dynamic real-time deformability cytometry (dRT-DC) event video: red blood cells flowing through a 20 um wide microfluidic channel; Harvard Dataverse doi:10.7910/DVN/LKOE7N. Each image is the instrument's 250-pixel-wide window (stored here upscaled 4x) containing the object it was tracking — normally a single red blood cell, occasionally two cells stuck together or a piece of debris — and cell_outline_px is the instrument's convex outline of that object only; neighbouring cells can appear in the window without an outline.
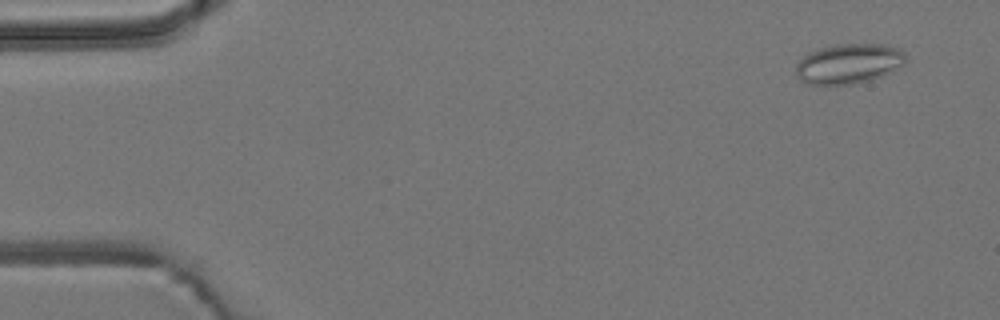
{"species": "common noctule bat (a hibernating species)", "species_latin": "Nyctalus noctula", "temperature_condition": "room temperature", "stored_images_in_passage": 49, "camera_frame_rate_fps": 3000, "um_per_image_px": 0.085, "animal": {"sex": "male", "body_mass_g": 19.2, "forearm_length_mm": 51.8}, "frame": {"image": 1, "passage_image": 4, "time_ms": 1.0, "image_size_px": [1000, 320], "cell_outline_px": [[908, 60], [904, 64], [872, 80], [852, 84], [808, 84], [800, 80], [796, 72], [796, 64], [808, 52], [820, 48], [836, 44], [884, 44], [900, 48], [908, 56]], "centroid_in_image_um": [72.17, 5.4], "position_along_channel_um": 12.8, "area_um2": 25.66}}
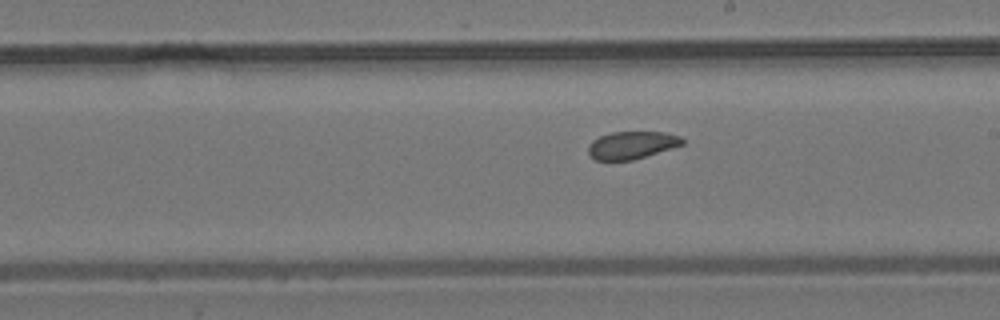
{"frame": {"image": 2, "passage_image": 31, "time_ms": 10.0, "image_size_px": [1000, 320], "cell_outline_px": [[684, 144], [672, 148], [632, 160], [596, 160], [588, 152], [588, 144], [592, 140], [600, 136], [612, 132], [664, 132], [680, 136], [684, 140]], "centroid_in_image_um": [53.7, 12.32], "position_along_channel_um": 235.3, "area_um2": 15.03}}
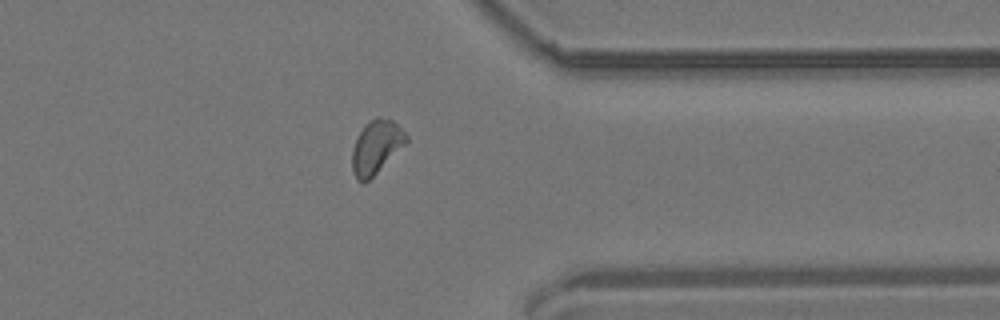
{"frame": {"image": 3, "passage_image": 43, "time_ms": 14.0, "image_size_px": [1000, 320], "cell_outline_px": [[408, 140], [368, 180], [356, 180], [352, 172], [352, 148], [364, 124], [376, 116], [392, 120], [408, 136]], "centroid_in_image_um": [31.94, 12.46], "position_along_channel_um": 379.5, "area_um2": 16.3}}